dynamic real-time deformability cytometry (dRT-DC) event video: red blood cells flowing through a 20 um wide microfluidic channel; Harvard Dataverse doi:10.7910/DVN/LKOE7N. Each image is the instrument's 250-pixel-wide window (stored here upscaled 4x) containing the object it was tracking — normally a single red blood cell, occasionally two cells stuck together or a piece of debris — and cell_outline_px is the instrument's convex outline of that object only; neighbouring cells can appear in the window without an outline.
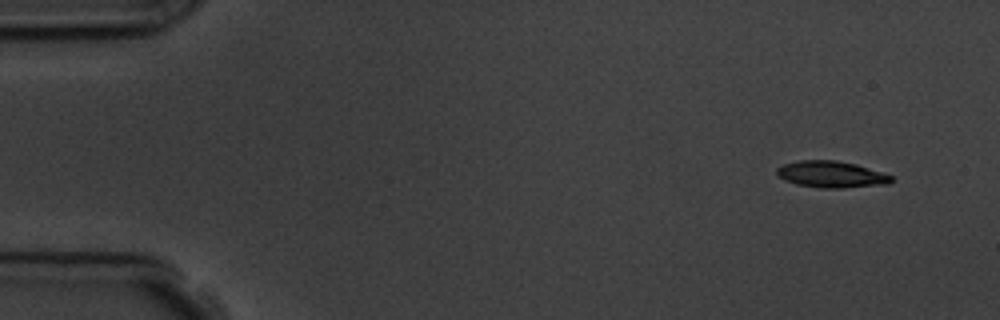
{"species": "common noctule bat (a hibernating species)", "species_latin": "Nyctalus noctula", "temperature_condition": "room temperature", "stored_images_in_passage": 6, "camera_frame_rate_fps": 3000, "um_per_image_px": 0.085, "animal": {"sex": "male", "body_mass_g": 19.5, "forearm_length_mm": 54.6}, "frame": {"image": 1, "passage_image": 1, "time_ms": 0.0, "image_size_px": [1000, 320], "cell_outline_px": [[892, 180], [888, 184], [844, 188], [820, 188], [796, 184], [784, 180], [776, 176], [776, 168], [784, 164], [796, 160], [836, 160], [856, 164], [884, 172], [892, 176]], "centroid_in_image_um": [70.64, 14.82], "position_along_channel_um": 14.4, "area_um2": 17.98}}
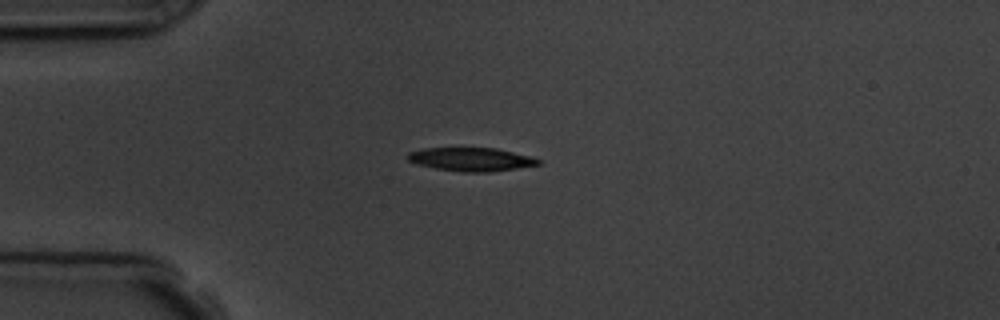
{"frame": {"image": 2, "passage_image": 4, "time_ms": 3.333, "image_size_px": [1000, 320], "cell_outline_px": [[540, 164], [516, 168], [488, 172], [464, 172], [436, 168], [416, 164], [408, 160], [408, 152], [424, 148], [496, 148], [532, 156], [540, 160]], "centroid_in_image_um": [40.05, 13.54], "position_along_channel_um": 45.0, "area_um2": 17.74}}